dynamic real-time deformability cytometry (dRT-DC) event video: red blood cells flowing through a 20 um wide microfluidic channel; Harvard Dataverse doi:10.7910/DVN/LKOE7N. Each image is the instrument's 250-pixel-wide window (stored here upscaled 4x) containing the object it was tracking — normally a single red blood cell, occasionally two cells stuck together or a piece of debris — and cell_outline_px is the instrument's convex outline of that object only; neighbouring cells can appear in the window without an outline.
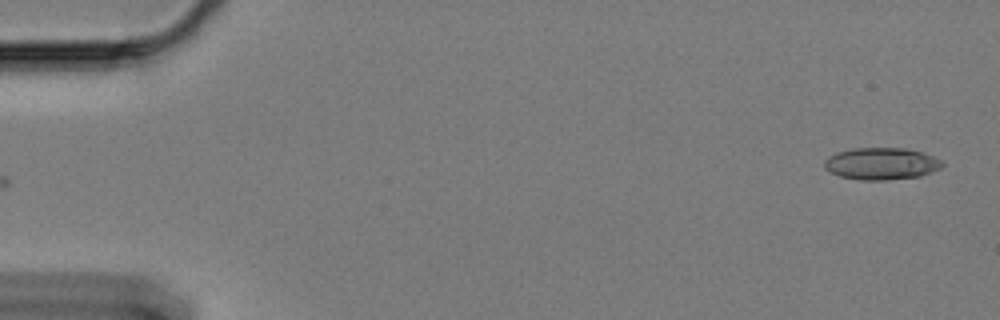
{"species": "Egyptian fruit bat (a non-hibernating species)", "species_latin": "Rousettus aegyptiacus", "temperature_condition": "cold", "stored_images_in_passage": 12, "camera_frame_rate_fps": 3000, "um_per_image_px": 0.085, "animal": {"sex": "female"}, "frame": {"image": 1, "passage_image": 1, "time_ms": 0.0, "image_size_px": [1000, 320], "cell_outline_px": [[944, 164], [940, 168], [932, 172], [920, 176], [888, 180], [860, 180], [840, 176], [824, 168], [824, 160], [828, 156], [836, 152], [852, 148], [908, 148], [924, 152], [940, 160]], "centroid_in_image_um": [74.91, 13.9], "position_along_channel_um": 10.1, "area_um2": 22.14}}